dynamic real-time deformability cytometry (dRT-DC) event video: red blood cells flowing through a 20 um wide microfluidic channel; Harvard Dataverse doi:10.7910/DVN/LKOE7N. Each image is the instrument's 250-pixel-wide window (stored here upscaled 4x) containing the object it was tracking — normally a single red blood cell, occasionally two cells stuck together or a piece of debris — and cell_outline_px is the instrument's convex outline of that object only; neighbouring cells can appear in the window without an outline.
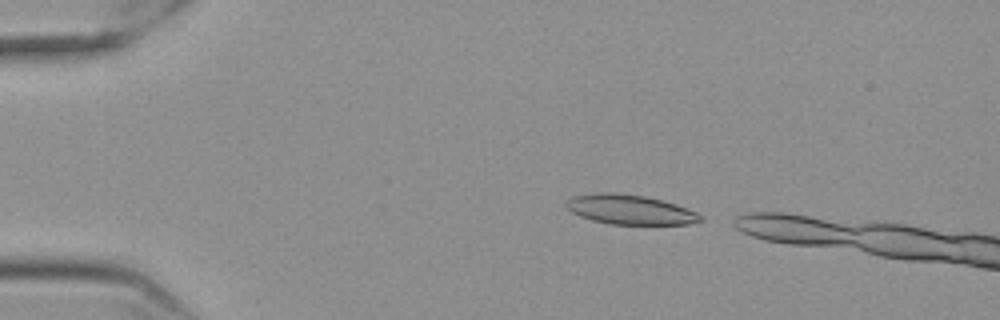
{"species": "Egyptian fruit bat (a non-hibernating species)", "species_latin": "Rousettus aegyptiacus", "temperature_condition": "cold", "stored_images_in_passage": 6, "camera_frame_rate_fps": 3000, "um_per_image_px": 0.085, "frame": {"image": 1, "passage_image": 2, "time_ms": 0.333, "image_size_px": [1000, 320], "cell_outline_px": [[704, 220], [688, 224], [608, 224], [592, 220], [580, 216], [572, 212], [564, 204], [572, 196], [596, 192], [612, 192], [644, 196], [676, 204], [696, 212], [704, 216]], "centroid_in_image_um": [53.54, 17.81], "position_along_channel_um": 31.5, "area_um2": 23.18}}